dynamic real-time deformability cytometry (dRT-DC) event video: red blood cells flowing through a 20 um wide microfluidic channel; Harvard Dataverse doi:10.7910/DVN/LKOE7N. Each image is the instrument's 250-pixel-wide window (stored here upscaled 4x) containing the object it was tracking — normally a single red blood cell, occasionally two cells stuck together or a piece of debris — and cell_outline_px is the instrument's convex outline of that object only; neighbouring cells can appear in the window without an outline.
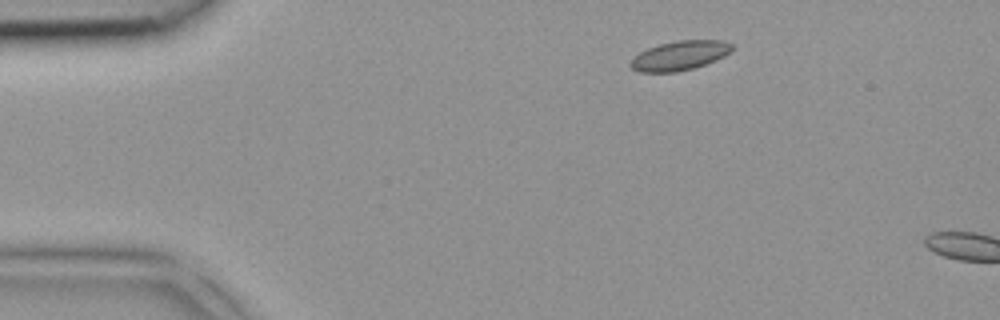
{"species": "common noctule bat (a hibernating species)", "species_latin": "Nyctalus noctula", "temperature_condition": "room temperature", "stored_images_in_passage": 2, "camera_frame_rate_fps": 3000, "um_per_image_px": 0.085, "animal": {"sex": "female", "body_mass_g": 18.4}, "frame": {"image": 1, "passage_image": 1, "time_ms": 0.0, "image_size_px": [1000, 320], "cell_outline_px": [[736, 48], [732, 52], [716, 60], [692, 68], [676, 72], [640, 72], [632, 68], [628, 64], [640, 52], [648, 48], [660, 44], [676, 40], [724, 40], [732, 44]], "centroid_in_image_um": [57.83, 4.71], "position_along_channel_um": 27.2, "area_um2": 17.4}}